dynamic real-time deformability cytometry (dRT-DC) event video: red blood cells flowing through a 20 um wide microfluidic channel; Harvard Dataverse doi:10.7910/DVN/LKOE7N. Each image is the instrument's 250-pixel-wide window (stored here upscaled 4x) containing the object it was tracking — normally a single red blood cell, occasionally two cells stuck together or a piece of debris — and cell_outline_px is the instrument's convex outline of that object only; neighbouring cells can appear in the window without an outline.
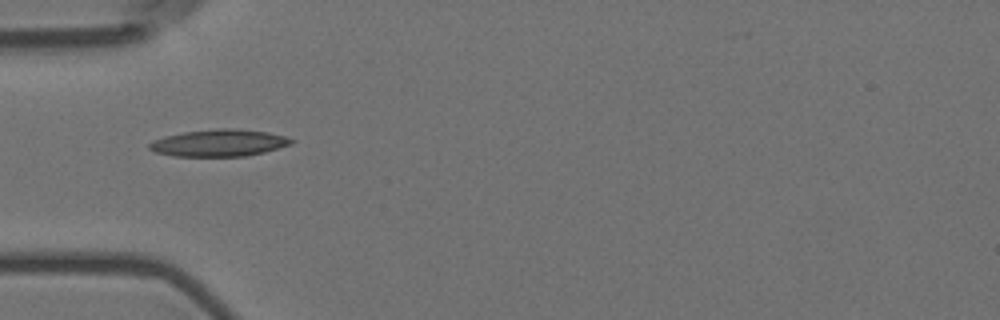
{"species": "Egyptian fruit bat (a non-hibernating species)", "species_latin": "Rousettus aegyptiacus", "temperature_condition": "room temperature", "stored_images_in_passage": 36, "camera_frame_rate_fps": 3000, "um_per_image_px": 0.085, "animal": {"sex": "female"}, "frame": {"image": 1, "passage_image": 1, "time_ms": 0.0, "image_size_px": [1000, 320], "cell_outline_px": [[296, 140], [292, 144], [264, 152], [244, 156], [172, 156], [156, 152], [148, 148], [148, 144], [164, 136], [184, 132], [216, 128], [232, 128], [268, 132], [284, 136]], "centroid_in_image_um": [18.63, 12.14], "position_along_channel_um": 66.4, "area_um2": 22.25}}
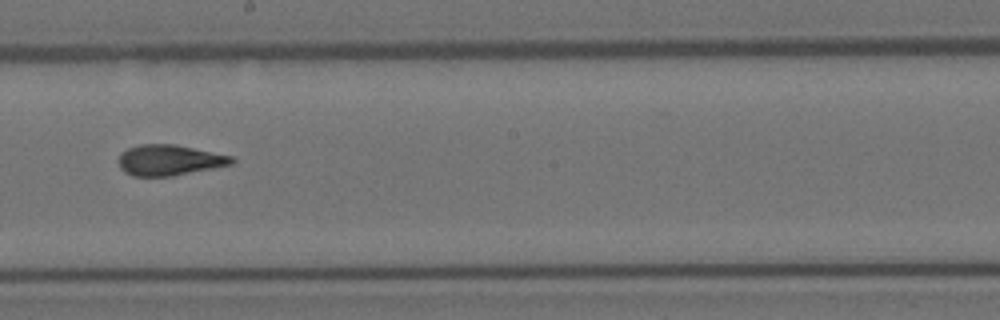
{"frame": {"image": 2, "passage_image": 15, "time_ms": 4.667, "image_size_px": [1000, 320], "cell_outline_px": [[236, 160], [232, 164], [172, 176], [132, 176], [124, 172], [120, 168], [120, 152], [128, 148], [140, 144], [176, 144], [232, 156]], "centroid_in_image_um": [14.38, 13.6], "position_along_channel_um": 233.8, "area_um2": 20.17}}
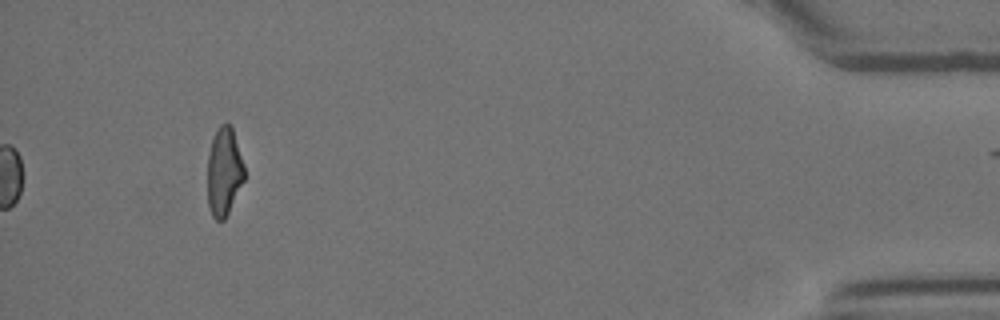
{"frame": {"image": 3, "passage_image": 36, "time_ms": 11.667, "image_size_px": [1000, 320], "cell_outline_px": [[244, 180], [224, 220], [216, 220], [212, 216], [208, 204], [208, 152], [212, 140], [220, 124], [228, 124], [232, 128], [244, 164]], "centroid_in_image_um": [19.04, 14.6], "position_along_channel_um": 416.2, "area_um2": 18.67}, "authors_computed_cell_mechanics": {"area_um2": 20.1722, "velocity_mm_per_s": 3.5798, "shape_relaxation_time_tau1_ms": 5.6171, "shape_relaxation_time_tau2_ms": 1.6247, "deformation_change_tau1": 0.2009, "deformation_change_tau2": 0.0993}}